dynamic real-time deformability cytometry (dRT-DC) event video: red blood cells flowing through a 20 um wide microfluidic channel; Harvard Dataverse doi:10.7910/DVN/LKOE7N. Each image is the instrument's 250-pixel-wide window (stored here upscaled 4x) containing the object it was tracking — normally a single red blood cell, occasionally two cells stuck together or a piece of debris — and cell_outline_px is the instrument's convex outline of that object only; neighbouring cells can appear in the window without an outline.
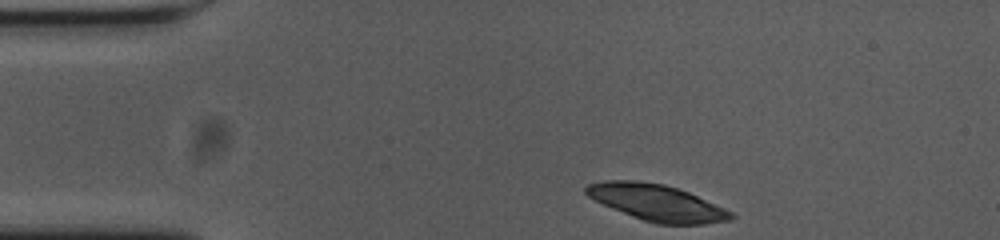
{"species": "common noctule bat (a hibernating species)", "species_latin": "Nyctalus noctula", "temperature_condition": "cold", "stored_images_in_passage": 39, "camera_frame_rate_fps": 3000, "um_per_image_px": 0.085, "animal": {"sex": "female", "body_mass_g": 23.0, "forearm_length_mm": 53.4}, "frame": {"image": 1, "passage_image": 1, "time_ms": 0.0, "image_size_px": [1000, 240], "cell_outline_px": [[736, 216], [732, 220], [704, 224], [656, 224], [632, 216], [612, 208], [588, 196], [584, 192], [584, 188], [588, 184], [604, 180], [636, 180], [664, 184], [688, 192], [724, 208], [732, 212]], "centroid_in_image_um": [55.83, 17.22], "position_along_channel_um": 29.2, "area_um2": 30.52}}